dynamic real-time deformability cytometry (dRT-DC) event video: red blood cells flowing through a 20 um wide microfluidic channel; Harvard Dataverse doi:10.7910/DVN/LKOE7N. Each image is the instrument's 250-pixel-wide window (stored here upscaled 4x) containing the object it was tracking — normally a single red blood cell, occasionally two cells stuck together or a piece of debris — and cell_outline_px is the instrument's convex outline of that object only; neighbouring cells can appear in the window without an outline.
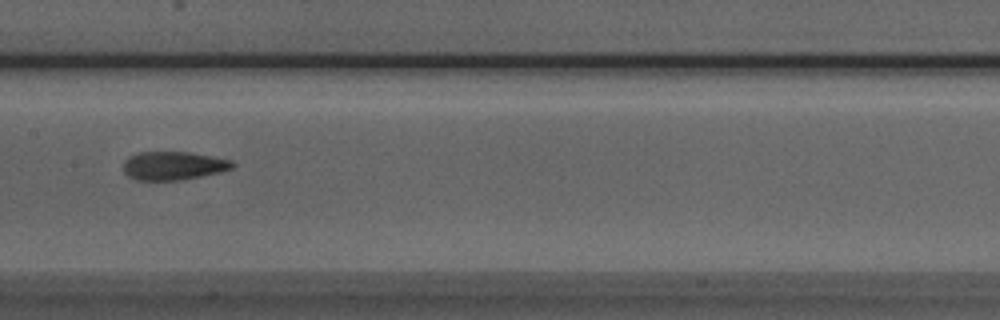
{"species": "Egyptian fruit bat (a non-hibernating species)", "species_latin": "Rousettus aegyptiacus", "temperature_condition": "room temperature", "stored_images_in_passage": 7, "camera_frame_rate_fps": 3000, "um_per_image_px": 0.085, "animal": {"sex": "male"}, "frame": {"image": 1, "passage_image": 7, "time_ms": 2.0, "image_size_px": [1000, 320], "cell_outline_px": [[236, 164], [232, 168], [220, 172], [180, 180], [136, 180], [128, 176], [124, 172], [124, 160], [128, 156], [140, 152], [188, 152], [212, 156], [232, 160]], "centroid_in_image_um": [14.73, 14.08], "position_along_channel_um": 192.7, "area_um2": 18.09}}